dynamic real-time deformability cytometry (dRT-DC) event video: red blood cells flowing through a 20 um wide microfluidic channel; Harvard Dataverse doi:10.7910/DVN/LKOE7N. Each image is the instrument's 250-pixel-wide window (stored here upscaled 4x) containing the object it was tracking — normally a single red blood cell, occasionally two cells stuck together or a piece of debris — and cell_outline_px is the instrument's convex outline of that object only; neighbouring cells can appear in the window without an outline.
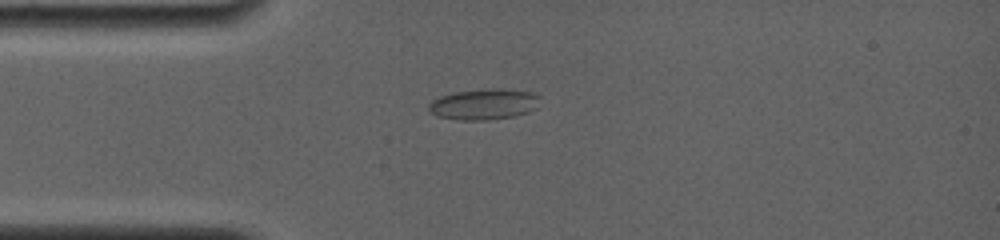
{"species": "common noctule bat (a hibernating species)", "species_latin": "Nyctalus noctula", "temperature_condition": "room temperature", "stored_images_in_passage": 33, "camera_frame_rate_fps": 4000, "um_per_image_px": 0.085, "animal": {"sex": "female", "body_mass_g": 19.0, "forearm_length_mm": 56.7}, "frame": {"image": 1, "passage_image": 6, "time_ms": 3.25, "image_size_px": [1000, 240], "cell_outline_px": [[540, 96], [536, 108], [528, 112], [512, 116], [488, 120], [460, 120], [440, 116], [432, 112], [428, 108], [428, 104], [432, 100], [440, 96], [452, 92], [488, 88], [492, 88], [532, 92]], "centroid_in_image_um": [41.13, 8.85], "position_along_channel_um": 43.9, "area_um2": 19.88}}
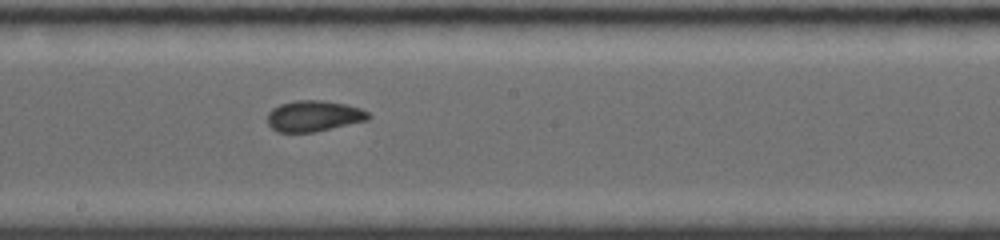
{"frame": {"image": 2, "passage_image": 14, "time_ms": 8.25, "image_size_px": [1000, 240], "cell_outline_px": [[372, 116], [368, 120], [316, 132], [276, 132], [268, 124], [268, 112], [272, 108], [280, 104], [296, 100], [324, 100], [348, 104], [360, 108], [368, 112]], "centroid_in_image_um": [26.69, 9.86], "position_along_channel_um": 221.5, "area_um2": 18.44}}
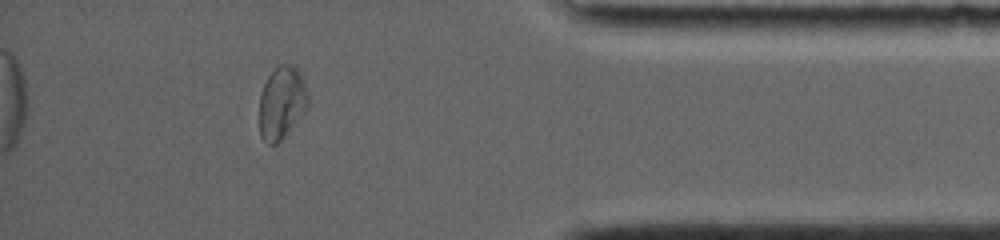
{"frame": {"image": 3, "passage_image": 25, "time_ms": 13.75, "image_size_px": [1000, 240], "cell_outline_px": [[308, 104], [284, 136], [276, 144], [268, 144], [264, 140], [260, 132], [260, 96], [264, 84], [268, 76], [280, 64], [288, 64], [296, 68], [304, 84], [308, 96]], "centroid_in_image_um": [23.91, 8.72], "position_along_channel_um": 411.3, "area_um2": 19.77}, "authors_computed_cell_mechanics": {"area_um2": 19.7676, "velocity_mm_per_s": 3.8183, "shape_relaxation_time_tau1_ms": 5.1549, "shape_relaxation_time_tau2_ms": 0.9793, "deformation_change_tau1": 0.1606, "deformation_change_tau2": 0.0594}}